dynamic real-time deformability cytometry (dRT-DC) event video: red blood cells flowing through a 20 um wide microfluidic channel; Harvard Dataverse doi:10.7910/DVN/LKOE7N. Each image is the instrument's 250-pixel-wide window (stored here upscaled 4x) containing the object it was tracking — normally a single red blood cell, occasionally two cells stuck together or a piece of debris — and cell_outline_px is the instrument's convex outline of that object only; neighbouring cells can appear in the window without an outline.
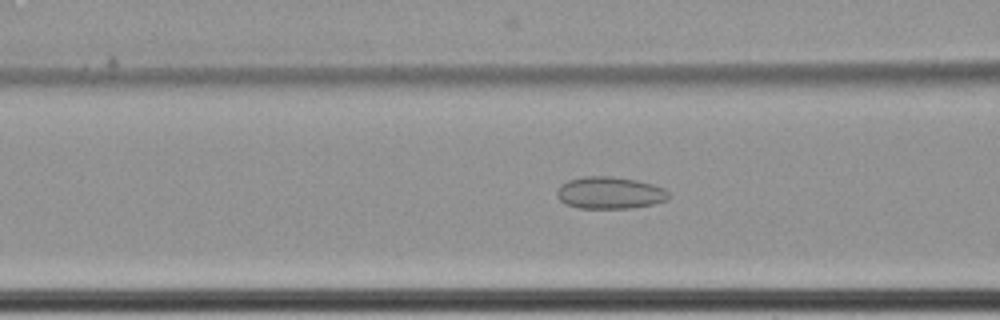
{"species": "common noctule bat (a hibernating species)", "species_latin": "Nyctalus noctula", "temperature_condition": "cold", "stored_images_in_passage": 51, "camera_frame_rate_fps": 3000, "um_per_image_px": 0.085, "animal": {"sex": "female", "body_mass_g": 22.7, "forearm_length_mm": 54.2}, "frame": {"image": 1, "passage_image": 16, "time_ms": 5.0, "image_size_px": [1000, 320], "cell_outline_px": [[668, 200], [652, 204], [632, 208], [580, 208], [564, 204], [556, 196], [556, 192], [560, 184], [568, 180], [580, 176], [612, 176], [636, 180], [652, 184], [664, 188], [668, 192]], "centroid_in_image_um": [51.79, 16.38], "position_along_channel_um": 114.8, "area_um2": 21.04}}
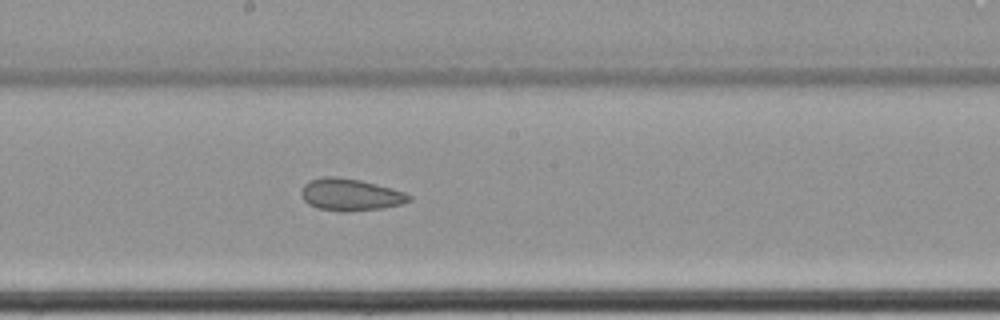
{"frame": {"image": 2, "passage_image": 25, "time_ms": 8.0, "image_size_px": [1000, 320], "cell_outline_px": [[412, 200], [400, 204], [380, 208], [348, 212], [340, 212], [316, 208], [308, 204], [304, 200], [300, 192], [304, 184], [312, 180], [324, 176], [336, 176], [360, 180], [392, 188], [404, 192], [412, 196]], "centroid_in_image_um": [29.76, 16.55], "position_along_channel_um": 218.4, "area_um2": 20.17}}
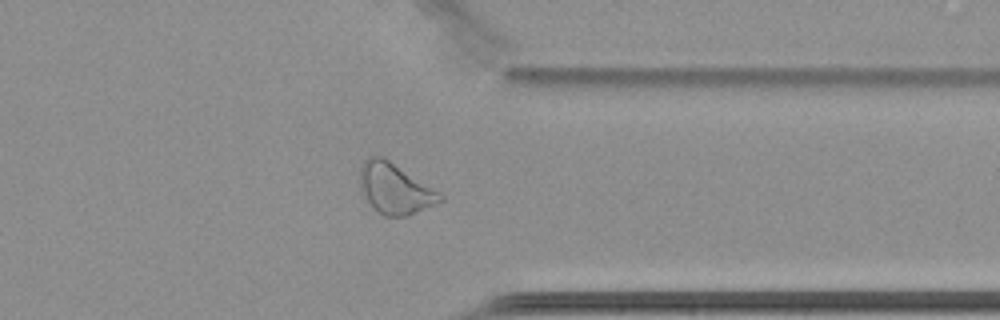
{"frame": {"image": 3, "passage_image": 39, "time_ms": 12.667, "image_size_px": [1000, 320], "cell_outline_px": [[444, 200], [408, 216], [384, 216], [368, 200], [360, 184], [360, 168], [364, 160], [368, 156], [384, 156], [440, 192], [444, 196]], "centroid_in_image_um": [33.6, 16.0], "position_along_channel_um": 377.8, "area_um2": 23.35}, "authors_computed_cell_mechanics": {"area_um2": 21.7906, "velocity_mm_per_s": 3.4505, "shape_relaxation_time_tau1_ms": null, "shape_relaxation_time_tau2_ms": 5.112, "deformation_change_tau1": null, "deformation_change_tau2": 0.1108}}